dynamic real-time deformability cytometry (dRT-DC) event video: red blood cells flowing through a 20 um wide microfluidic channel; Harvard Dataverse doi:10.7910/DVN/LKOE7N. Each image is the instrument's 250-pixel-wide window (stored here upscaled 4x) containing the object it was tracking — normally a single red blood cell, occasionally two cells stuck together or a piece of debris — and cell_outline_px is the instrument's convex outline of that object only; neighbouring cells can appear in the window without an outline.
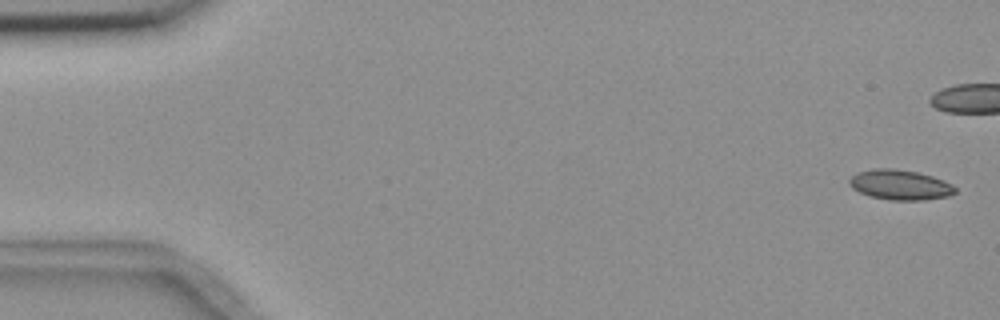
{"species": "common noctule bat (a hibernating species)", "species_latin": "Nyctalus noctula", "temperature_condition": "room temperature", "stored_images_in_passage": 5, "camera_frame_rate_fps": 3000, "um_per_image_px": 0.085, "animal": {"sex": "female", "body_mass_g": 18.4}, "frame": {"image": 1, "passage_image": 1, "time_ms": 0.0, "image_size_px": [1000, 320], "cell_outline_px": [[956, 192], [948, 196], [924, 200], [892, 200], [872, 196], [860, 192], [852, 188], [848, 184], [848, 180], [856, 172], [876, 168], [892, 168], [916, 172], [932, 176], [944, 180], [952, 184], [956, 188]], "centroid_in_image_um": [76.5, 15.7], "position_along_channel_um": 8.5, "area_um2": 18.5}}